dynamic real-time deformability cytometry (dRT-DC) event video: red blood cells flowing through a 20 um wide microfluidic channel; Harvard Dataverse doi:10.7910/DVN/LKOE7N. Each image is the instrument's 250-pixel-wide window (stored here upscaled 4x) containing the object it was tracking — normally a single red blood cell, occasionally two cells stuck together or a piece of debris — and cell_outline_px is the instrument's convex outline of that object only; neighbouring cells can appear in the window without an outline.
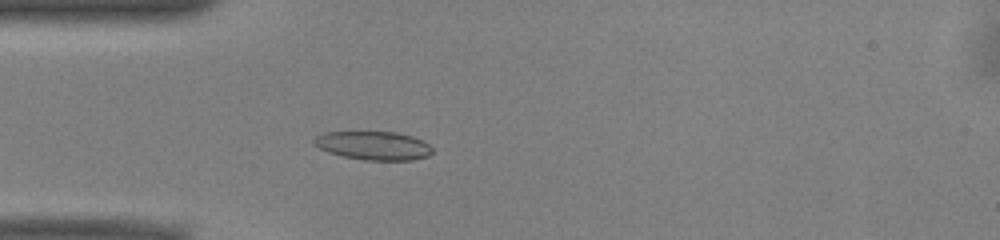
{"species": "common noctule bat (a hibernating species)", "species_latin": "Nyctalus noctula", "temperature_condition": "warm", "stored_images_in_passage": 51, "camera_frame_rate_fps": 3000, "um_per_image_px": 0.085, "animal": {"sex": "male", "body_mass_g": 13.0, "forearm_length_mm": 53.1}, "frame": {"image": 1, "passage_image": 14, "time_ms": 4.333, "image_size_px": [1000, 240], "cell_outline_px": [[432, 152], [428, 156], [412, 160], [364, 160], [344, 156], [328, 152], [312, 144], [312, 140], [316, 136], [324, 132], [396, 132], [412, 136], [428, 144], [432, 148]], "centroid_in_image_um": [31.72, 12.37], "position_along_channel_um": 53.3, "area_um2": 19.65}}
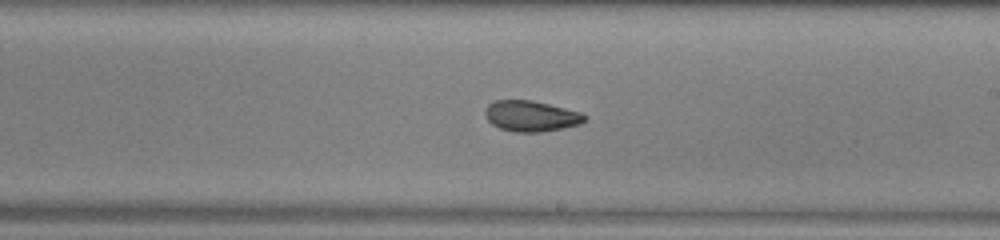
{"frame": {"image": 2, "passage_image": 29, "time_ms": 9.333, "image_size_px": [1000, 240], "cell_outline_px": [[588, 116], [580, 124], [540, 132], [516, 132], [500, 128], [492, 124], [488, 120], [484, 112], [484, 108], [488, 104], [496, 100], [532, 100], [580, 112]], "centroid_in_image_um": [45.1, 9.86], "position_along_channel_um": 243.9, "area_um2": 17.69}}
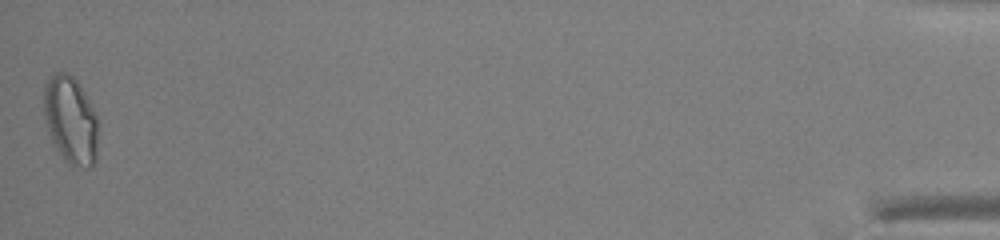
{"frame": {"image": 3, "passage_image": 51, "time_ms": 16.667, "image_size_px": [1000, 240], "cell_outline_px": [[96, 160], [92, 168], [68, 168], [52, 144], [48, 132], [44, 112], [44, 84], [48, 76], [56, 72], [68, 72], [80, 84], [96, 116]], "centroid_in_image_um": [5.97, 10.26], "position_along_channel_um": 429.2, "area_um2": 28.26}, "authors_computed_cell_mechanics": {"area_um2": 19.5942, "velocity_mm_per_s": 3.935, "shape_relaxation_time_tau1_ms": 8.0142, "shape_relaxation_time_tau2_ms": 2.9038, "deformation_change_tau1": 0.1747, "deformation_change_tau2": 0.0785}}